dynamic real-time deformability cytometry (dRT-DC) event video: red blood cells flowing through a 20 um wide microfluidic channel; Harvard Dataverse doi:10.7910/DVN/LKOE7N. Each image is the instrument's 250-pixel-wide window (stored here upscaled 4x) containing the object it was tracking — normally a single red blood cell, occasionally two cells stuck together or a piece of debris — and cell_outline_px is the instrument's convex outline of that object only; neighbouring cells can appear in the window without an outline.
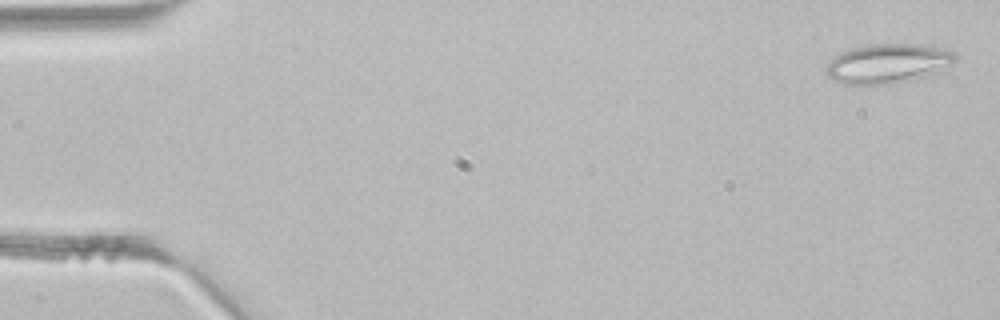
{"species": "common noctule bat (a hibernating species)", "species_latin": "Nyctalus noctula", "temperature_condition": "room temperature", "stored_images_in_passage": 42, "camera_frame_rate_fps": 3000, "um_per_image_px": 0.085, "animal": {"sex": "male", "body_mass_g": 21.5, "forearm_length_mm": 52.0}, "frame": {"image": 1, "passage_image": 1, "time_ms": 0.0, "image_size_px": [1000, 320], "cell_outline_px": [[956, 60], [924, 76], [892, 84], [844, 84], [832, 80], [828, 76], [828, 64], [840, 52], [852, 48], [868, 44], [924, 44], [956, 52]], "centroid_in_image_um": [75.43, 5.38], "position_along_channel_um": 9.6, "area_um2": 29.13}}
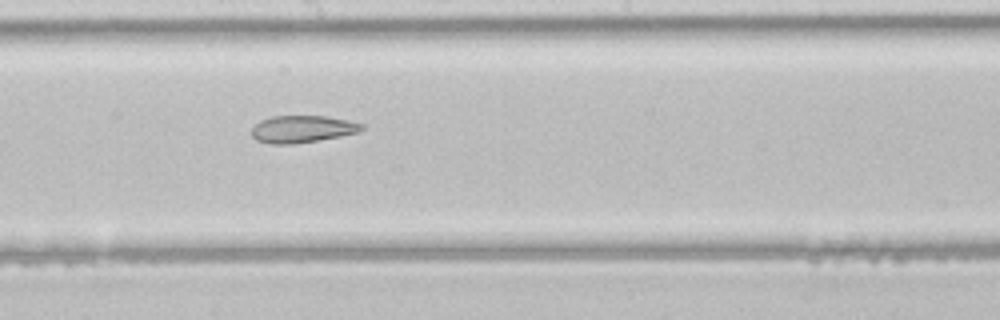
{"frame": {"image": 2, "passage_image": 23, "time_ms": 7.333, "image_size_px": [1000, 320], "cell_outline_px": [[364, 128], [356, 132], [340, 136], [292, 144], [272, 144], [256, 140], [252, 136], [252, 128], [260, 120], [272, 116], [328, 116], [348, 120], [364, 124]], "centroid_in_image_um": [25.68, 10.96], "position_along_channel_um": 222.5, "area_um2": 17.28}}
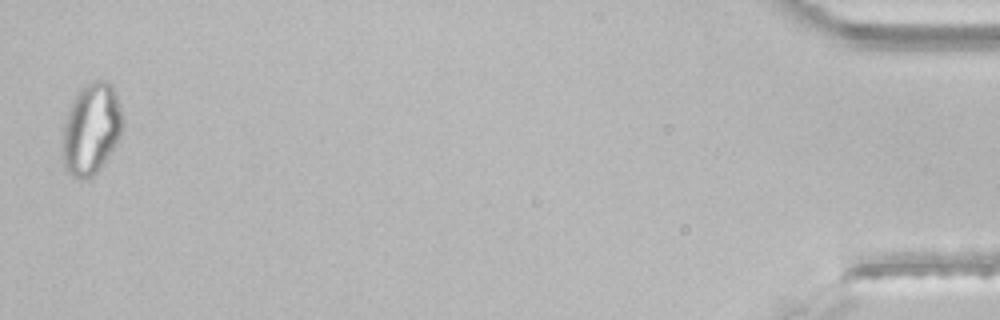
{"frame": {"image": 3, "passage_image": 42, "time_ms": 13.667, "image_size_px": [1000, 320], "cell_outline_px": [[124, 124], [120, 136], [116, 144], [104, 164], [92, 176], [84, 180], [72, 176], [64, 168], [60, 156], [64, 124], [72, 100], [80, 88], [88, 80], [108, 80], [112, 84], [120, 104], [124, 120]], "centroid_in_image_um": [7.75, 10.95], "position_along_channel_um": 427.5, "area_um2": 32.83}}